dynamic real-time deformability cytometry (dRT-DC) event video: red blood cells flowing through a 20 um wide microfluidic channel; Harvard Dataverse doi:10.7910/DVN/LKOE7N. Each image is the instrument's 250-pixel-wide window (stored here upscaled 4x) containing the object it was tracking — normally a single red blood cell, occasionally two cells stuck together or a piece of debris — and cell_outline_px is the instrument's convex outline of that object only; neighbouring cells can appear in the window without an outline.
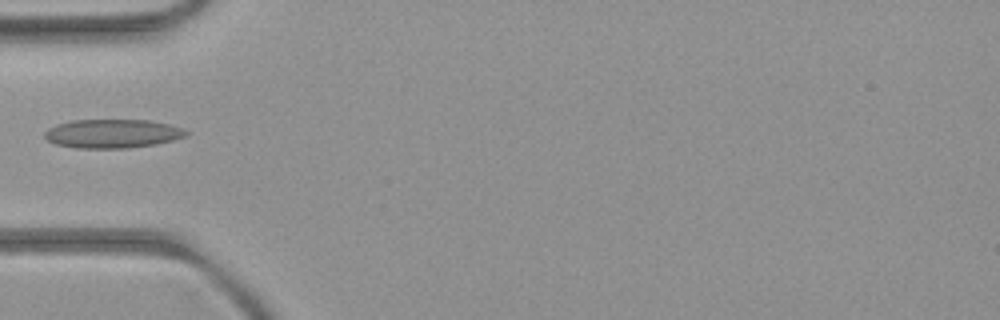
{"species": "common noctule bat (a hibernating species)", "species_latin": "Nyctalus noctula", "temperature_condition": "room temperature", "stored_images_in_passage": 2, "camera_frame_rate_fps": 3000, "um_per_image_px": 0.085, "animal": {"sex": "female", "body_mass_g": 21.9}, "frame": {"image": 1, "passage_image": 2, "time_ms": 2.0, "image_size_px": [1000, 320], "cell_outline_px": [[188, 132], [184, 136], [172, 140], [156, 144], [124, 148], [76, 148], [56, 144], [48, 140], [44, 136], [44, 132], [48, 128], [56, 124], [72, 120], [148, 120], [168, 124], [184, 128]], "centroid_in_image_um": [9.53, 11.35], "position_along_channel_um": 75.5, "area_um2": 23.64}}